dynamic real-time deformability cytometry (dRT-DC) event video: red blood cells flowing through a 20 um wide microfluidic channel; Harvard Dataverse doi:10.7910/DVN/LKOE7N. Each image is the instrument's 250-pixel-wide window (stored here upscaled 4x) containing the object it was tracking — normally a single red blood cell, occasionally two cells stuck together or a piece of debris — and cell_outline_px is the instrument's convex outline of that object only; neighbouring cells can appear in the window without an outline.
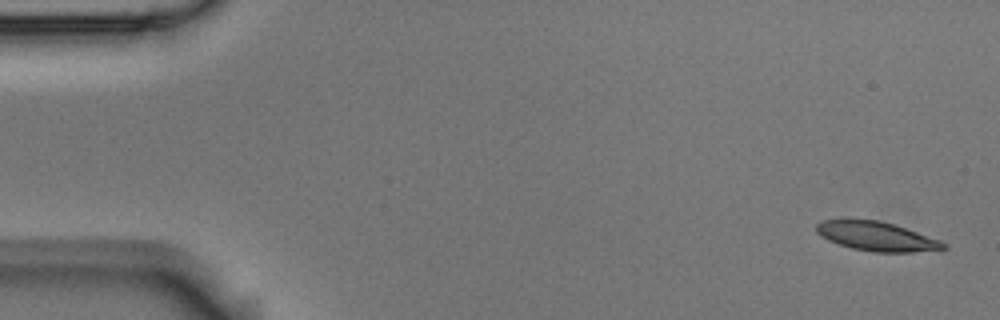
{"species": "Egyptian fruit bat (a non-hibernating species)", "species_latin": "Rousettus aegyptiacus", "temperature_condition": "room temperature", "stored_images_in_passage": 5, "camera_frame_rate_fps": 3000, "um_per_image_px": 0.085, "animal": {"sex": "male"}, "frame": {"image": 1, "passage_image": 1, "time_ms": 0.0, "image_size_px": [1000, 320], "cell_outline_px": [[948, 248], [912, 252], [872, 252], [852, 248], [828, 240], [820, 236], [816, 232], [816, 224], [824, 220], [880, 220], [896, 224], [940, 240], [948, 244]], "centroid_in_image_um": [74.54, 20.09], "position_along_channel_um": 10.5, "area_um2": 21.56}}
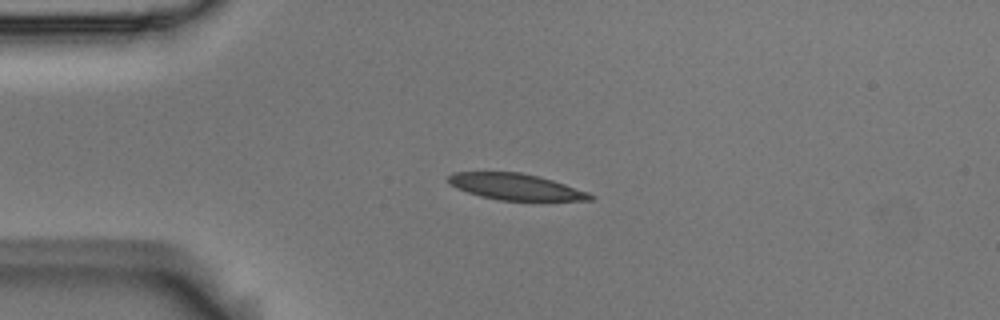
{"frame": {"image": 2, "passage_image": 4, "time_ms": 1.0, "image_size_px": [1000, 320], "cell_outline_px": [[596, 196], [592, 200], [500, 200], [480, 196], [456, 188], [448, 180], [448, 176], [452, 172], [520, 172], [552, 180], [588, 192]], "centroid_in_image_um": [43.82, 15.87], "position_along_channel_um": 41.2, "area_um2": 21.39}}